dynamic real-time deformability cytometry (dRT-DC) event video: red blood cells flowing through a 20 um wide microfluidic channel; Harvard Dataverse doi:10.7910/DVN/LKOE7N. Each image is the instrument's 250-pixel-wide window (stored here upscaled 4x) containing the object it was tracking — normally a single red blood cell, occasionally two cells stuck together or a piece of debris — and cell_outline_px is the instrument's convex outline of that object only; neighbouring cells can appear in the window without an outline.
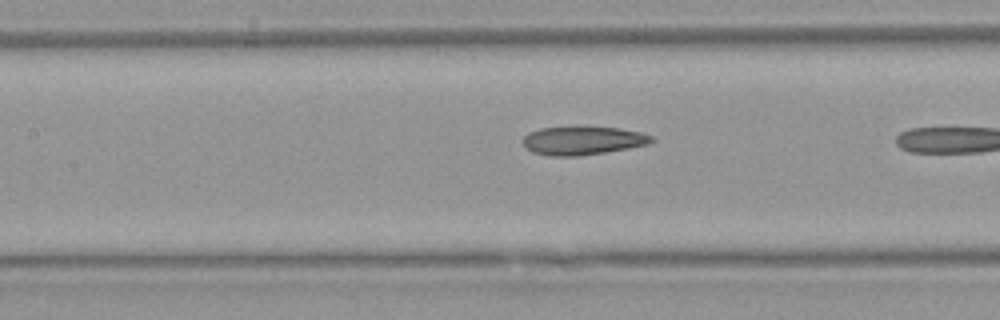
{"species": "Egyptian fruit bat (a non-hibernating species)", "species_latin": "Rousettus aegyptiacus", "temperature_condition": "warm", "stored_images_in_passage": 5, "segment_of_instrument_passage": [2, 2], "camera_frame_rate_fps": 3000, "um_per_image_px": 0.085, "animal": {"sex": "female"}, "frame": {"image": 1, "passage_image": 5, "time_ms": 5.667, "image_size_px": [1000, 320], "cell_outline_px": [[656, 140], [648, 144], [628, 148], [580, 156], [552, 156], [532, 152], [524, 144], [524, 136], [528, 132], [540, 128], [620, 128], [640, 132], [652, 136]], "centroid_in_image_um": [49.55, 11.96], "position_along_channel_um": 157.8, "area_um2": 20.87}}